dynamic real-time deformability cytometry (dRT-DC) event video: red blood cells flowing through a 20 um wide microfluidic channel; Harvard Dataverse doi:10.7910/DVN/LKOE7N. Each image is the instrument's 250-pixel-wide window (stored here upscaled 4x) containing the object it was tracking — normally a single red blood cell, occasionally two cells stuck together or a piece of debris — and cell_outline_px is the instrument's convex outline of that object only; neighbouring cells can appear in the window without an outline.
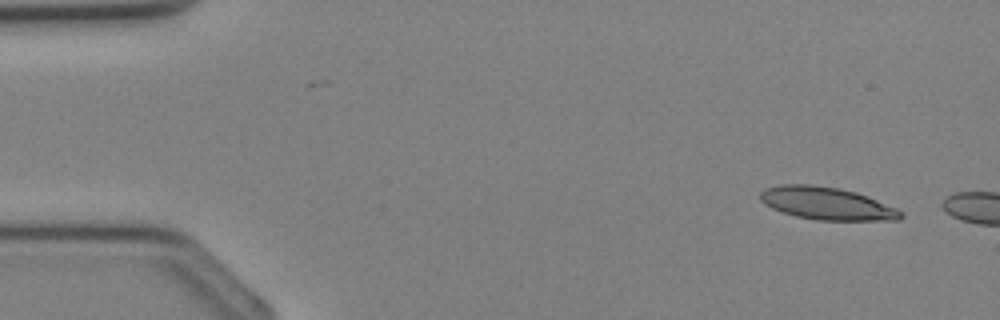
{"species": "Egyptian fruit bat (a non-hibernating species)", "species_latin": "Rousettus aegyptiacus", "temperature_condition": "cold", "stored_images_in_passage": 4, "camera_frame_rate_fps": 3000, "um_per_image_px": 0.085, "animal": {"sex": "female"}, "frame": {"image": 1, "passage_image": 1, "time_ms": 0.0, "image_size_px": [1000, 320], "cell_outline_px": [[904, 216], [900, 220], [816, 220], [796, 216], [772, 208], [764, 204], [760, 200], [760, 192], [764, 188], [780, 184], [808, 184], [840, 188], [856, 192], [868, 196], [896, 208], [904, 212]], "centroid_in_image_um": [70.28, 17.29], "position_along_channel_um": 14.7, "area_um2": 26.82}}